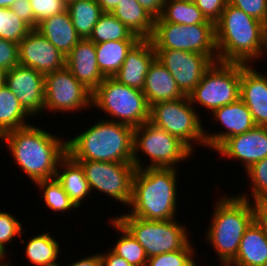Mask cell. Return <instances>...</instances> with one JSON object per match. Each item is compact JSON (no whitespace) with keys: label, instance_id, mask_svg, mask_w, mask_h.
<instances>
[{"label":"cell","instance_id":"obj_1","mask_svg":"<svg viewBox=\"0 0 267 266\" xmlns=\"http://www.w3.org/2000/svg\"><path fill=\"white\" fill-rule=\"evenodd\" d=\"M63 140L31 123L4 134L0 138V145L5 142L15 164L35 184L55 178L58 164L67 154L66 141Z\"/></svg>","mask_w":267,"mask_h":266},{"label":"cell","instance_id":"obj_2","mask_svg":"<svg viewBox=\"0 0 267 266\" xmlns=\"http://www.w3.org/2000/svg\"><path fill=\"white\" fill-rule=\"evenodd\" d=\"M215 31L219 62L250 65L265 56L267 25L241 9L227 3Z\"/></svg>","mask_w":267,"mask_h":266},{"label":"cell","instance_id":"obj_3","mask_svg":"<svg viewBox=\"0 0 267 266\" xmlns=\"http://www.w3.org/2000/svg\"><path fill=\"white\" fill-rule=\"evenodd\" d=\"M103 119L69 138L67 154L75 161L133 163L134 128Z\"/></svg>","mask_w":267,"mask_h":266},{"label":"cell","instance_id":"obj_4","mask_svg":"<svg viewBox=\"0 0 267 266\" xmlns=\"http://www.w3.org/2000/svg\"><path fill=\"white\" fill-rule=\"evenodd\" d=\"M177 169H136L132 180L131 216L144 220H172L177 217Z\"/></svg>","mask_w":267,"mask_h":266},{"label":"cell","instance_id":"obj_5","mask_svg":"<svg viewBox=\"0 0 267 266\" xmlns=\"http://www.w3.org/2000/svg\"><path fill=\"white\" fill-rule=\"evenodd\" d=\"M246 194L221 196L205 232L207 243L215 249L222 266H228L235 259L246 229L255 220L257 204L249 202L250 195Z\"/></svg>","mask_w":267,"mask_h":266},{"label":"cell","instance_id":"obj_6","mask_svg":"<svg viewBox=\"0 0 267 266\" xmlns=\"http://www.w3.org/2000/svg\"><path fill=\"white\" fill-rule=\"evenodd\" d=\"M110 116V121L133 128L148 122L150 106L142 90L119 83L113 77H105L92 93V107Z\"/></svg>","mask_w":267,"mask_h":266},{"label":"cell","instance_id":"obj_7","mask_svg":"<svg viewBox=\"0 0 267 266\" xmlns=\"http://www.w3.org/2000/svg\"><path fill=\"white\" fill-rule=\"evenodd\" d=\"M138 151L151 161L145 166ZM193 152L177 137L145 122L134 128L133 164L136 169L177 168L176 164L192 157ZM144 165V166H143Z\"/></svg>","mask_w":267,"mask_h":266},{"label":"cell","instance_id":"obj_8","mask_svg":"<svg viewBox=\"0 0 267 266\" xmlns=\"http://www.w3.org/2000/svg\"><path fill=\"white\" fill-rule=\"evenodd\" d=\"M115 219L123 225L144 248L148 258L183 249L190 241L187 228L172 220H144L124 212Z\"/></svg>","mask_w":267,"mask_h":266},{"label":"cell","instance_id":"obj_9","mask_svg":"<svg viewBox=\"0 0 267 266\" xmlns=\"http://www.w3.org/2000/svg\"><path fill=\"white\" fill-rule=\"evenodd\" d=\"M195 109L188 96L160 101L150 106L149 122L177 137L194 153V143L206 146L204 126Z\"/></svg>","mask_w":267,"mask_h":266},{"label":"cell","instance_id":"obj_10","mask_svg":"<svg viewBox=\"0 0 267 266\" xmlns=\"http://www.w3.org/2000/svg\"><path fill=\"white\" fill-rule=\"evenodd\" d=\"M150 40L154 49L195 52L207 55L213 62L218 61L215 24L154 22Z\"/></svg>","mask_w":267,"mask_h":266},{"label":"cell","instance_id":"obj_11","mask_svg":"<svg viewBox=\"0 0 267 266\" xmlns=\"http://www.w3.org/2000/svg\"><path fill=\"white\" fill-rule=\"evenodd\" d=\"M241 64L213 62L204 72L200 83L188 96L211 113L240 98Z\"/></svg>","mask_w":267,"mask_h":266},{"label":"cell","instance_id":"obj_12","mask_svg":"<svg viewBox=\"0 0 267 266\" xmlns=\"http://www.w3.org/2000/svg\"><path fill=\"white\" fill-rule=\"evenodd\" d=\"M88 181L91 193H105L118 203L129 206L132 199V180L135 173L133 163H115L99 161H77Z\"/></svg>","mask_w":267,"mask_h":266},{"label":"cell","instance_id":"obj_13","mask_svg":"<svg viewBox=\"0 0 267 266\" xmlns=\"http://www.w3.org/2000/svg\"><path fill=\"white\" fill-rule=\"evenodd\" d=\"M91 106L92 92L66 66L45 75L44 110L68 113Z\"/></svg>","mask_w":267,"mask_h":266},{"label":"cell","instance_id":"obj_14","mask_svg":"<svg viewBox=\"0 0 267 266\" xmlns=\"http://www.w3.org/2000/svg\"><path fill=\"white\" fill-rule=\"evenodd\" d=\"M156 59L172 74L184 96H189L200 83L213 61L204 54L183 50L154 49Z\"/></svg>","mask_w":267,"mask_h":266},{"label":"cell","instance_id":"obj_15","mask_svg":"<svg viewBox=\"0 0 267 266\" xmlns=\"http://www.w3.org/2000/svg\"><path fill=\"white\" fill-rule=\"evenodd\" d=\"M5 86L17 97L23 109L32 117L44 111L45 76L38 71L15 66L6 71Z\"/></svg>","mask_w":267,"mask_h":266},{"label":"cell","instance_id":"obj_16","mask_svg":"<svg viewBox=\"0 0 267 266\" xmlns=\"http://www.w3.org/2000/svg\"><path fill=\"white\" fill-rule=\"evenodd\" d=\"M65 56L36 29L19 42V65L49 74L65 67Z\"/></svg>","mask_w":267,"mask_h":266},{"label":"cell","instance_id":"obj_17","mask_svg":"<svg viewBox=\"0 0 267 266\" xmlns=\"http://www.w3.org/2000/svg\"><path fill=\"white\" fill-rule=\"evenodd\" d=\"M211 116L213 117V121H218L225 128V131L215 133H208L204 130L206 148L209 147L215 151L228 138L243 134L256 126L251 112L240 98L214 110Z\"/></svg>","mask_w":267,"mask_h":266},{"label":"cell","instance_id":"obj_18","mask_svg":"<svg viewBox=\"0 0 267 266\" xmlns=\"http://www.w3.org/2000/svg\"><path fill=\"white\" fill-rule=\"evenodd\" d=\"M229 160L241 161L247 170L267 157V127L255 126L251 130L228 138L217 150Z\"/></svg>","mask_w":267,"mask_h":266},{"label":"cell","instance_id":"obj_19","mask_svg":"<svg viewBox=\"0 0 267 266\" xmlns=\"http://www.w3.org/2000/svg\"><path fill=\"white\" fill-rule=\"evenodd\" d=\"M65 66L92 93L105 78L98 68L95 43L80 39L65 58Z\"/></svg>","mask_w":267,"mask_h":266},{"label":"cell","instance_id":"obj_20","mask_svg":"<svg viewBox=\"0 0 267 266\" xmlns=\"http://www.w3.org/2000/svg\"><path fill=\"white\" fill-rule=\"evenodd\" d=\"M241 64L240 99L246 104L257 126L267 127V75Z\"/></svg>","mask_w":267,"mask_h":266},{"label":"cell","instance_id":"obj_21","mask_svg":"<svg viewBox=\"0 0 267 266\" xmlns=\"http://www.w3.org/2000/svg\"><path fill=\"white\" fill-rule=\"evenodd\" d=\"M156 59V51L150 39H140L127 53L117 73L119 83L142 90L149 67Z\"/></svg>","mask_w":267,"mask_h":266},{"label":"cell","instance_id":"obj_22","mask_svg":"<svg viewBox=\"0 0 267 266\" xmlns=\"http://www.w3.org/2000/svg\"><path fill=\"white\" fill-rule=\"evenodd\" d=\"M142 91L149 106L160 101H174L184 97L172 74L157 59L149 67Z\"/></svg>","mask_w":267,"mask_h":266},{"label":"cell","instance_id":"obj_23","mask_svg":"<svg viewBox=\"0 0 267 266\" xmlns=\"http://www.w3.org/2000/svg\"><path fill=\"white\" fill-rule=\"evenodd\" d=\"M36 30L65 57L81 39L77 35L67 10L40 21Z\"/></svg>","mask_w":267,"mask_h":266},{"label":"cell","instance_id":"obj_24","mask_svg":"<svg viewBox=\"0 0 267 266\" xmlns=\"http://www.w3.org/2000/svg\"><path fill=\"white\" fill-rule=\"evenodd\" d=\"M228 266H267V238L256 220L246 229L237 256Z\"/></svg>","mask_w":267,"mask_h":266},{"label":"cell","instance_id":"obj_25","mask_svg":"<svg viewBox=\"0 0 267 266\" xmlns=\"http://www.w3.org/2000/svg\"><path fill=\"white\" fill-rule=\"evenodd\" d=\"M55 178L77 208L81 205L82 200L89 198L91 190L84 171L81 165L68 154L60 160Z\"/></svg>","mask_w":267,"mask_h":266},{"label":"cell","instance_id":"obj_26","mask_svg":"<svg viewBox=\"0 0 267 266\" xmlns=\"http://www.w3.org/2000/svg\"><path fill=\"white\" fill-rule=\"evenodd\" d=\"M140 39H150L154 18L136 0H122L111 12Z\"/></svg>","mask_w":267,"mask_h":266},{"label":"cell","instance_id":"obj_27","mask_svg":"<svg viewBox=\"0 0 267 266\" xmlns=\"http://www.w3.org/2000/svg\"><path fill=\"white\" fill-rule=\"evenodd\" d=\"M139 40H116L95 44L98 68L104 77H113L127 53Z\"/></svg>","mask_w":267,"mask_h":266},{"label":"cell","instance_id":"obj_28","mask_svg":"<svg viewBox=\"0 0 267 266\" xmlns=\"http://www.w3.org/2000/svg\"><path fill=\"white\" fill-rule=\"evenodd\" d=\"M21 239L22 243H27L25 246V256L29 262L36 266H58V256H60V245L58 241L51 236L50 233H40L33 236L28 242Z\"/></svg>","mask_w":267,"mask_h":266},{"label":"cell","instance_id":"obj_29","mask_svg":"<svg viewBox=\"0 0 267 266\" xmlns=\"http://www.w3.org/2000/svg\"><path fill=\"white\" fill-rule=\"evenodd\" d=\"M77 35L81 39L91 36L94 26L104 13L95 0H73L67 8Z\"/></svg>","mask_w":267,"mask_h":266},{"label":"cell","instance_id":"obj_30","mask_svg":"<svg viewBox=\"0 0 267 266\" xmlns=\"http://www.w3.org/2000/svg\"><path fill=\"white\" fill-rule=\"evenodd\" d=\"M30 115L20 105L16 95L7 87L0 89V138L9 131L30 125Z\"/></svg>","mask_w":267,"mask_h":266},{"label":"cell","instance_id":"obj_31","mask_svg":"<svg viewBox=\"0 0 267 266\" xmlns=\"http://www.w3.org/2000/svg\"><path fill=\"white\" fill-rule=\"evenodd\" d=\"M154 22H172L181 25L215 24L206 19L194 2L183 0H165L162 15Z\"/></svg>","mask_w":267,"mask_h":266},{"label":"cell","instance_id":"obj_32","mask_svg":"<svg viewBox=\"0 0 267 266\" xmlns=\"http://www.w3.org/2000/svg\"><path fill=\"white\" fill-rule=\"evenodd\" d=\"M89 39L95 44L116 40H140L111 12H104L100 16Z\"/></svg>","mask_w":267,"mask_h":266},{"label":"cell","instance_id":"obj_33","mask_svg":"<svg viewBox=\"0 0 267 266\" xmlns=\"http://www.w3.org/2000/svg\"><path fill=\"white\" fill-rule=\"evenodd\" d=\"M111 226L121 232V236L117 239V242L111 248V251L116 255L123 257L132 266H146L148 257L144 248L134 238V236L115 218H111Z\"/></svg>","mask_w":267,"mask_h":266},{"label":"cell","instance_id":"obj_34","mask_svg":"<svg viewBox=\"0 0 267 266\" xmlns=\"http://www.w3.org/2000/svg\"><path fill=\"white\" fill-rule=\"evenodd\" d=\"M35 184L39 188L38 191H43L44 203L51 210L64 213L77 209L56 178L38 181Z\"/></svg>","mask_w":267,"mask_h":266},{"label":"cell","instance_id":"obj_35","mask_svg":"<svg viewBox=\"0 0 267 266\" xmlns=\"http://www.w3.org/2000/svg\"><path fill=\"white\" fill-rule=\"evenodd\" d=\"M31 30L10 8H0V38L19 44Z\"/></svg>","mask_w":267,"mask_h":266},{"label":"cell","instance_id":"obj_36","mask_svg":"<svg viewBox=\"0 0 267 266\" xmlns=\"http://www.w3.org/2000/svg\"><path fill=\"white\" fill-rule=\"evenodd\" d=\"M191 241L181 250L162 253L148 258L146 266H197Z\"/></svg>","mask_w":267,"mask_h":266},{"label":"cell","instance_id":"obj_37","mask_svg":"<svg viewBox=\"0 0 267 266\" xmlns=\"http://www.w3.org/2000/svg\"><path fill=\"white\" fill-rule=\"evenodd\" d=\"M246 173L251 181L252 199L257 204L267 196V157L251 165Z\"/></svg>","mask_w":267,"mask_h":266},{"label":"cell","instance_id":"obj_38","mask_svg":"<svg viewBox=\"0 0 267 266\" xmlns=\"http://www.w3.org/2000/svg\"><path fill=\"white\" fill-rule=\"evenodd\" d=\"M22 223L9 212L0 211V250L8 256L6 246L24 233Z\"/></svg>","mask_w":267,"mask_h":266},{"label":"cell","instance_id":"obj_39","mask_svg":"<svg viewBox=\"0 0 267 266\" xmlns=\"http://www.w3.org/2000/svg\"><path fill=\"white\" fill-rule=\"evenodd\" d=\"M33 15L35 18V29L37 24L53 15L62 13L67 8V3L64 0H29Z\"/></svg>","mask_w":267,"mask_h":266},{"label":"cell","instance_id":"obj_40","mask_svg":"<svg viewBox=\"0 0 267 266\" xmlns=\"http://www.w3.org/2000/svg\"><path fill=\"white\" fill-rule=\"evenodd\" d=\"M227 3L267 25V0H227Z\"/></svg>","mask_w":267,"mask_h":266},{"label":"cell","instance_id":"obj_41","mask_svg":"<svg viewBox=\"0 0 267 266\" xmlns=\"http://www.w3.org/2000/svg\"><path fill=\"white\" fill-rule=\"evenodd\" d=\"M19 65V44L0 38V69L9 71Z\"/></svg>","mask_w":267,"mask_h":266},{"label":"cell","instance_id":"obj_42","mask_svg":"<svg viewBox=\"0 0 267 266\" xmlns=\"http://www.w3.org/2000/svg\"><path fill=\"white\" fill-rule=\"evenodd\" d=\"M194 3L207 20L216 23L227 5V0H195Z\"/></svg>","mask_w":267,"mask_h":266},{"label":"cell","instance_id":"obj_43","mask_svg":"<svg viewBox=\"0 0 267 266\" xmlns=\"http://www.w3.org/2000/svg\"><path fill=\"white\" fill-rule=\"evenodd\" d=\"M10 9L31 29H35V18L29 0H16Z\"/></svg>","mask_w":267,"mask_h":266},{"label":"cell","instance_id":"obj_44","mask_svg":"<svg viewBox=\"0 0 267 266\" xmlns=\"http://www.w3.org/2000/svg\"><path fill=\"white\" fill-rule=\"evenodd\" d=\"M154 19L160 18L165 0H136Z\"/></svg>","mask_w":267,"mask_h":266},{"label":"cell","instance_id":"obj_45","mask_svg":"<svg viewBox=\"0 0 267 266\" xmlns=\"http://www.w3.org/2000/svg\"><path fill=\"white\" fill-rule=\"evenodd\" d=\"M102 266H132L127 260L123 257H120L113 253L111 250L108 252L100 253Z\"/></svg>","mask_w":267,"mask_h":266},{"label":"cell","instance_id":"obj_46","mask_svg":"<svg viewBox=\"0 0 267 266\" xmlns=\"http://www.w3.org/2000/svg\"><path fill=\"white\" fill-rule=\"evenodd\" d=\"M58 266L61 265L59 264ZM68 266H102L100 252L98 254H92L87 257L85 256L84 258H80Z\"/></svg>","mask_w":267,"mask_h":266},{"label":"cell","instance_id":"obj_47","mask_svg":"<svg viewBox=\"0 0 267 266\" xmlns=\"http://www.w3.org/2000/svg\"><path fill=\"white\" fill-rule=\"evenodd\" d=\"M103 12H112L122 0H95Z\"/></svg>","mask_w":267,"mask_h":266},{"label":"cell","instance_id":"obj_48","mask_svg":"<svg viewBox=\"0 0 267 266\" xmlns=\"http://www.w3.org/2000/svg\"><path fill=\"white\" fill-rule=\"evenodd\" d=\"M255 220L260 224L267 238V214L258 205Z\"/></svg>","mask_w":267,"mask_h":266},{"label":"cell","instance_id":"obj_49","mask_svg":"<svg viewBox=\"0 0 267 266\" xmlns=\"http://www.w3.org/2000/svg\"><path fill=\"white\" fill-rule=\"evenodd\" d=\"M16 0H0V8H10Z\"/></svg>","mask_w":267,"mask_h":266},{"label":"cell","instance_id":"obj_50","mask_svg":"<svg viewBox=\"0 0 267 266\" xmlns=\"http://www.w3.org/2000/svg\"><path fill=\"white\" fill-rule=\"evenodd\" d=\"M257 205L267 214V196H265Z\"/></svg>","mask_w":267,"mask_h":266},{"label":"cell","instance_id":"obj_51","mask_svg":"<svg viewBox=\"0 0 267 266\" xmlns=\"http://www.w3.org/2000/svg\"><path fill=\"white\" fill-rule=\"evenodd\" d=\"M7 257V255H5L1 250H0V266H8L9 265V261L7 262V261H5L6 258Z\"/></svg>","mask_w":267,"mask_h":266},{"label":"cell","instance_id":"obj_52","mask_svg":"<svg viewBox=\"0 0 267 266\" xmlns=\"http://www.w3.org/2000/svg\"><path fill=\"white\" fill-rule=\"evenodd\" d=\"M6 72L0 69V89L5 86Z\"/></svg>","mask_w":267,"mask_h":266},{"label":"cell","instance_id":"obj_53","mask_svg":"<svg viewBox=\"0 0 267 266\" xmlns=\"http://www.w3.org/2000/svg\"><path fill=\"white\" fill-rule=\"evenodd\" d=\"M267 36H266V49H265V55L267 56Z\"/></svg>","mask_w":267,"mask_h":266},{"label":"cell","instance_id":"obj_54","mask_svg":"<svg viewBox=\"0 0 267 266\" xmlns=\"http://www.w3.org/2000/svg\"><path fill=\"white\" fill-rule=\"evenodd\" d=\"M183 1H186V2H195V0H183Z\"/></svg>","mask_w":267,"mask_h":266},{"label":"cell","instance_id":"obj_55","mask_svg":"<svg viewBox=\"0 0 267 266\" xmlns=\"http://www.w3.org/2000/svg\"><path fill=\"white\" fill-rule=\"evenodd\" d=\"M66 3H69L70 1H73V0H64Z\"/></svg>","mask_w":267,"mask_h":266}]
</instances>
